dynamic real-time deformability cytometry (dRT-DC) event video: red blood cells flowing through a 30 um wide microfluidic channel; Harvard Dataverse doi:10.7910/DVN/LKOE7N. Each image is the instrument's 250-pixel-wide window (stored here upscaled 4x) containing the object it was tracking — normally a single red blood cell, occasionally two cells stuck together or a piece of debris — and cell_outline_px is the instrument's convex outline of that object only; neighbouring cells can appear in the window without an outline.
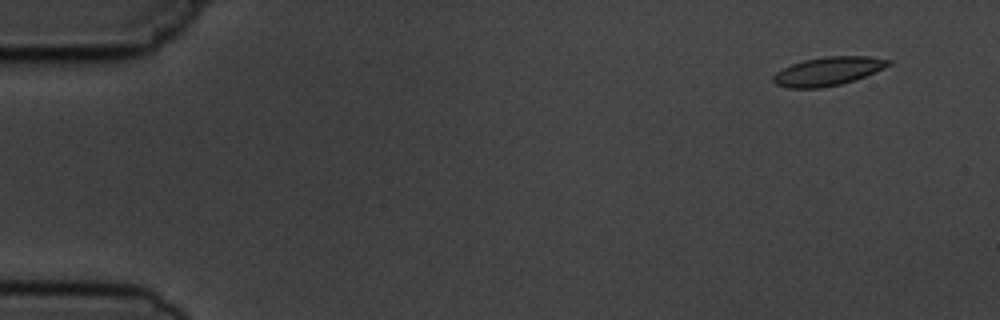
{"species": "common noctule bat (a hibernating species)", "species_latin": "Nyctalus noctula", "temperature_condition": "cold", "stored_images_in_passage": 5, "camera_frame_rate_fps": 3000, "um_per_image_px": 0.085, "animal": {"sex": "male", "body_mass_g": 19.5, "forearm_length_mm": 54.6}, "frame": {"image": 1, "passage_image": 1, "time_ms": 0.0, "image_size_px": [1000, 320], "cell_outline_px": [[892, 64], [884, 68], [856, 80], [840, 84], [820, 88], [788, 88], [776, 84], [772, 80], [772, 76], [776, 72], [792, 64], [804, 60], [824, 56], [868, 56], [892, 60]], "centroid_in_image_um": [70.4, 6.05], "position_along_channel_um": 14.6, "area_um2": 19.25}}